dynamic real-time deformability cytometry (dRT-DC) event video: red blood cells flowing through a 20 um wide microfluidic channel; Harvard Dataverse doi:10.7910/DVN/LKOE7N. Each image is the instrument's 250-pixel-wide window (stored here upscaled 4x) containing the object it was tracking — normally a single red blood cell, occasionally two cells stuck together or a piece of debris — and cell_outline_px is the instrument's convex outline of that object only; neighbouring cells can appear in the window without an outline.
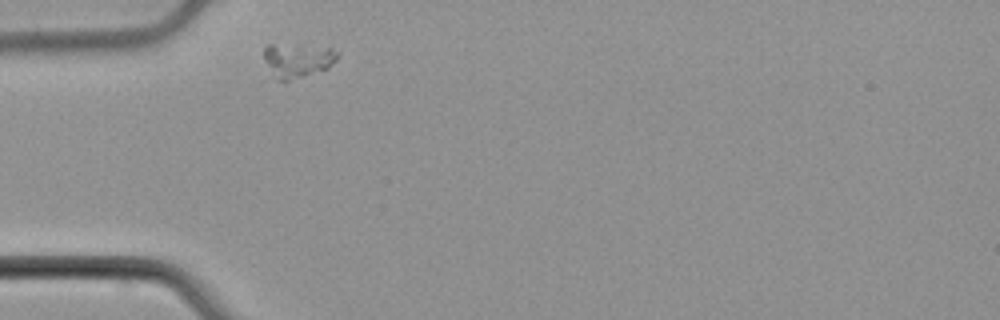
{"species": "common noctule bat (a hibernating species)", "species_latin": "Nyctalus noctula", "temperature_condition": "cold", "stored_images_in_passage": 4, "camera_frame_rate_fps": 3000, "um_per_image_px": 0.085, "animal": {"sex": "male", "body_mass_g": 21.5, "forearm_length_mm": 52.0}, "frame": {"image": 1, "passage_image": 1, "time_ms": 0.0, "image_size_px": [1000, 320], "cell_outline_px": [[340, 56], [328, 68], [304, 76], [288, 80], [280, 80], [264, 60], [264, 48], [268, 44], [272, 44], [332, 48], [340, 52]], "centroid_in_image_um": [25.35, 5.1], "position_along_channel_um": 59.6, "area_um2": 14.16}}
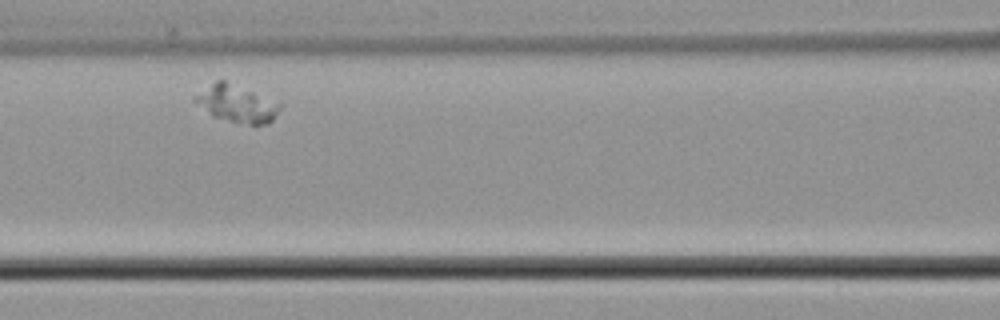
{"frame": {"image": 2, "passage_image": 3, "time_ms": 2.667, "image_size_px": [1000, 320], "cell_outline_px": [[284, 104], [272, 120], [268, 124], [248, 124], [212, 116], [192, 100], [196, 96], [216, 80], [224, 80]], "centroid_in_image_um": [20.16, 8.82], "position_along_channel_um": 146.4, "area_um2": 17.92}}
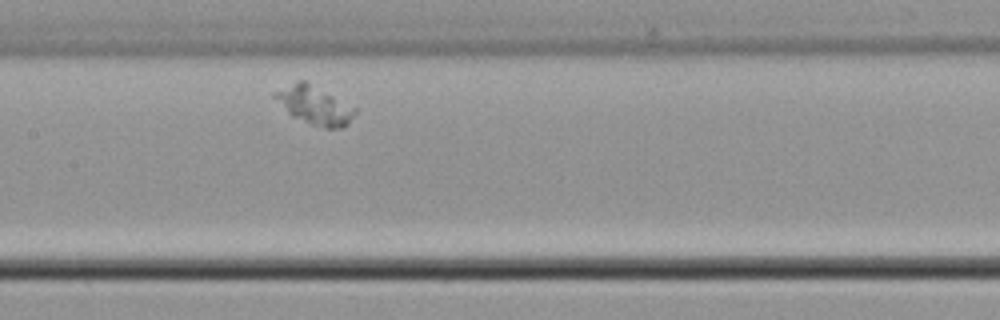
{"frame": {"image": 3, "passage_image": 4, "time_ms": 3.667, "image_size_px": [1000, 320], "cell_outline_px": [[356, 112], [348, 124], [344, 128], [324, 128], [312, 124], [292, 116], [272, 96], [272, 92], [300, 80], [304, 80], [356, 108]], "centroid_in_image_um": [26.73, 8.96], "position_along_channel_um": 180.7, "area_um2": 17.51}}